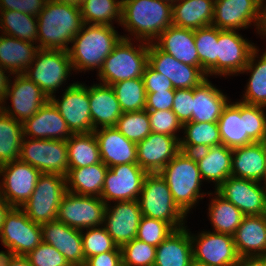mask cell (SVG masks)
Masks as SVG:
<instances>
[{
  "instance_id": "obj_1",
  "label": "cell",
  "mask_w": 266,
  "mask_h": 266,
  "mask_svg": "<svg viewBox=\"0 0 266 266\" xmlns=\"http://www.w3.org/2000/svg\"><path fill=\"white\" fill-rule=\"evenodd\" d=\"M40 49L68 51V44L81 30L83 20L81 8L66 5L56 0H48L37 16Z\"/></svg>"
},
{
  "instance_id": "obj_2",
  "label": "cell",
  "mask_w": 266,
  "mask_h": 266,
  "mask_svg": "<svg viewBox=\"0 0 266 266\" xmlns=\"http://www.w3.org/2000/svg\"><path fill=\"white\" fill-rule=\"evenodd\" d=\"M83 24L68 49L74 70L101 69L106 57L124 36H119L113 26Z\"/></svg>"
},
{
  "instance_id": "obj_3",
  "label": "cell",
  "mask_w": 266,
  "mask_h": 266,
  "mask_svg": "<svg viewBox=\"0 0 266 266\" xmlns=\"http://www.w3.org/2000/svg\"><path fill=\"white\" fill-rule=\"evenodd\" d=\"M172 3L165 0H122L121 25L145 42L172 25Z\"/></svg>"
},
{
  "instance_id": "obj_4",
  "label": "cell",
  "mask_w": 266,
  "mask_h": 266,
  "mask_svg": "<svg viewBox=\"0 0 266 266\" xmlns=\"http://www.w3.org/2000/svg\"><path fill=\"white\" fill-rule=\"evenodd\" d=\"M159 174L166 181L173 201L185 215L200 196L203 198L204 193L199 192L202 178L193 153L180 150Z\"/></svg>"
},
{
  "instance_id": "obj_5",
  "label": "cell",
  "mask_w": 266,
  "mask_h": 266,
  "mask_svg": "<svg viewBox=\"0 0 266 266\" xmlns=\"http://www.w3.org/2000/svg\"><path fill=\"white\" fill-rule=\"evenodd\" d=\"M130 40L127 36L123 37L98 70L103 84L112 85L143 76L148 64L149 42L136 49Z\"/></svg>"
},
{
  "instance_id": "obj_6",
  "label": "cell",
  "mask_w": 266,
  "mask_h": 266,
  "mask_svg": "<svg viewBox=\"0 0 266 266\" xmlns=\"http://www.w3.org/2000/svg\"><path fill=\"white\" fill-rule=\"evenodd\" d=\"M138 197L143 216L160 219L169 223L175 230L183 228L185 214L172 198L166 181L159 173H148Z\"/></svg>"
},
{
  "instance_id": "obj_7",
  "label": "cell",
  "mask_w": 266,
  "mask_h": 266,
  "mask_svg": "<svg viewBox=\"0 0 266 266\" xmlns=\"http://www.w3.org/2000/svg\"><path fill=\"white\" fill-rule=\"evenodd\" d=\"M66 192V177L59 174L42 173L32 195L21 209L35 223L43 224L54 221Z\"/></svg>"
},
{
  "instance_id": "obj_8",
  "label": "cell",
  "mask_w": 266,
  "mask_h": 266,
  "mask_svg": "<svg viewBox=\"0 0 266 266\" xmlns=\"http://www.w3.org/2000/svg\"><path fill=\"white\" fill-rule=\"evenodd\" d=\"M33 69L28 67L24 75L39 86L50 99L54 91L67 80L73 69L69 52L59 49H38ZM31 69V70H30Z\"/></svg>"
},
{
  "instance_id": "obj_9",
  "label": "cell",
  "mask_w": 266,
  "mask_h": 266,
  "mask_svg": "<svg viewBox=\"0 0 266 266\" xmlns=\"http://www.w3.org/2000/svg\"><path fill=\"white\" fill-rule=\"evenodd\" d=\"M19 159L41 173L67 176L69 163L64 140L23 138Z\"/></svg>"
},
{
  "instance_id": "obj_10",
  "label": "cell",
  "mask_w": 266,
  "mask_h": 266,
  "mask_svg": "<svg viewBox=\"0 0 266 266\" xmlns=\"http://www.w3.org/2000/svg\"><path fill=\"white\" fill-rule=\"evenodd\" d=\"M0 238L17 256H25L43 241L41 224L31 221L22 209L11 207L5 214Z\"/></svg>"
},
{
  "instance_id": "obj_11",
  "label": "cell",
  "mask_w": 266,
  "mask_h": 266,
  "mask_svg": "<svg viewBox=\"0 0 266 266\" xmlns=\"http://www.w3.org/2000/svg\"><path fill=\"white\" fill-rule=\"evenodd\" d=\"M106 207L100 197L67 191L61 200L56 220L78 230L98 227L104 223Z\"/></svg>"
},
{
  "instance_id": "obj_12",
  "label": "cell",
  "mask_w": 266,
  "mask_h": 266,
  "mask_svg": "<svg viewBox=\"0 0 266 266\" xmlns=\"http://www.w3.org/2000/svg\"><path fill=\"white\" fill-rule=\"evenodd\" d=\"M0 174L4 177L2 185L0 184V195L11 207L21 208L32 195L42 173L17 159L0 166Z\"/></svg>"
},
{
  "instance_id": "obj_13",
  "label": "cell",
  "mask_w": 266,
  "mask_h": 266,
  "mask_svg": "<svg viewBox=\"0 0 266 266\" xmlns=\"http://www.w3.org/2000/svg\"><path fill=\"white\" fill-rule=\"evenodd\" d=\"M148 172L138 164H119L108 168L101 199L108 201L138 200Z\"/></svg>"
},
{
  "instance_id": "obj_14",
  "label": "cell",
  "mask_w": 266,
  "mask_h": 266,
  "mask_svg": "<svg viewBox=\"0 0 266 266\" xmlns=\"http://www.w3.org/2000/svg\"><path fill=\"white\" fill-rule=\"evenodd\" d=\"M53 96L50 100L66 121L72 134L94 131L90 114L89 87L73 83L65 90L62 100H56L55 95Z\"/></svg>"
},
{
  "instance_id": "obj_15",
  "label": "cell",
  "mask_w": 266,
  "mask_h": 266,
  "mask_svg": "<svg viewBox=\"0 0 266 266\" xmlns=\"http://www.w3.org/2000/svg\"><path fill=\"white\" fill-rule=\"evenodd\" d=\"M264 0H222L215 2L212 26L221 30L247 28L256 22L260 32ZM254 20V21H253Z\"/></svg>"
},
{
  "instance_id": "obj_16",
  "label": "cell",
  "mask_w": 266,
  "mask_h": 266,
  "mask_svg": "<svg viewBox=\"0 0 266 266\" xmlns=\"http://www.w3.org/2000/svg\"><path fill=\"white\" fill-rule=\"evenodd\" d=\"M260 182L229 176L216 191L237 207L245 216L266 212V188Z\"/></svg>"
},
{
  "instance_id": "obj_17",
  "label": "cell",
  "mask_w": 266,
  "mask_h": 266,
  "mask_svg": "<svg viewBox=\"0 0 266 266\" xmlns=\"http://www.w3.org/2000/svg\"><path fill=\"white\" fill-rule=\"evenodd\" d=\"M153 40L149 41L148 64L158 73L166 76L174 89H190L199 86L207 76L199 67L178 61L162 51ZM151 43V44H150Z\"/></svg>"
},
{
  "instance_id": "obj_18",
  "label": "cell",
  "mask_w": 266,
  "mask_h": 266,
  "mask_svg": "<svg viewBox=\"0 0 266 266\" xmlns=\"http://www.w3.org/2000/svg\"><path fill=\"white\" fill-rule=\"evenodd\" d=\"M190 237L194 244L193 259L198 262L209 266H234L240 258L232 235L204 232L196 237L190 234Z\"/></svg>"
},
{
  "instance_id": "obj_19",
  "label": "cell",
  "mask_w": 266,
  "mask_h": 266,
  "mask_svg": "<svg viewBox=\"0 0 266 266\" xmlns=\"http://www.w3.org/2000/svg\"><path fill=\"white\" fill-rule=\"evenodd\" d=\"M15 77L12 86H10L12 83L9 82L5 96V100L10 97L13 107L6 109V107L0 106V109L10 117L23 123L27 118L38 112L49 98L39 86L24 74H16Z\"/></svg>"
},
{
  "instance_id": "obj_20",
  "label": "cell",
  "mask_w": 266,
  "mask_h": 266,
  "mask_svg": "<svg viewBox=\"0 0 266 266\" xmlns=\"http://www.w3.org/2000/svg\"><path fill=\"white\" fill-rule=\"evenodd\" d=\"M254 49L255 46L235 30L218 28L217 74L222 76L242 73Z\"/></svg>"
},
{
  "instance_id": "obj_21",
  "label": "cell",
  "mask_w": 266,
  "mask_h": 266,
  "mask_svg": "<svg viewBox=\"0 0 266 266\" xmlns=\"http://www.w3.org/2000/svg\"><path fill=\"white\" fill-rule=\"evenodd\" d=\"M141 217L138 200L117 201L114 207H106L104 228L121 247L136 238Z\"/></svg>"
},
{
  "instance_id": "obj_22",
  "label": "cell",
  "mask_w": 266,
  "mask_h": 266,
  "mask_svg": "<svg viewBox=\"0 0 266 266\" xmlns=\"http://www.w3.org/2000/svg\"><path fill=\"white\" fill-rule=\"evenodd\" d=\"M180 151V138L151 132L137 143V164L148 173H159Z\"/></svg>"
},
{
  "instance_id": "obj_23",
  "label": "cell",
  "mask_w": 266,
  "mask_h": 266,
  "mask_svg": "<svg viewBox=\"0 0 266 266\" xmlns=\"http://www.w3.org/2000/svg\"><path fill=\"white\" fill-rule=\"evenodd\" d=\"M43 242L56 248L71 266H84L82 230L57 220L41 224Z\"/></svg>"
},
{
  "instance_id": "obj_24",
  "label": "cell",
  "mask_w": 266,
  "mask_h": 266,
  "mask_svg": "<svg viewBox=\"0 0 266 266\" xmlns=\"http://www.w3.org/2000/svg\"><path fill=\"white\" fill-rule=\"evenodd\" d=\"M24 137L34 139L68 140L72 133L58 109L49 99L32 117L23 122Z\"/></svg>"
},
{
  "instance_id": "obj_25",
  "label": "cell",
  "mask_w": 266,
  "mask_h": 266,
  "mask_svg": "<svg viewBox=\"0 0 266 266\" xmlns=\"http://www.w3.org/2000/svg\"><path fill=\"white\" fill-rule=\"evenodd\" d=\"M94 130L102 163L108 168L119 164H137V144L127 139L116 127ZM100 130V131H99Z\"/></svg>"
},
{
  "instance_id": "obj_26",
  "label": "cell",
  "mask_w": 266,
  "mask_h": 266,
  "mask_svg": "<svg viewBox=\"0 0 266 266\" xmlns=\"http://www.w3.org/2000/svg\"><path fill=\"white\" fill-rule=\"evenodd\" d=\"M233 238L239 257L266 256V216H244Z\"/></svg>"
},
{
  "instance_id": "obj_27",
  "label": "cell",
  "mask_w": 266,
  "mask_h": 266,
  "mask_svg": "<svg viewBox=\"0 0 266 266\" xmlns=\"http://www.w3.org/2000/svg\"><path fill=\"white\" fill-rule=\"evenodd\" d=\"M155 43L162 51L190 66L201 69L199 55L195 46L194 30L174 25L165 29Z\"/></svg>"
},
{
  "instance_id": "obj_28",
  "label": "cell",
  "mask_w": 266,
  "mask_h": 266,
  "mask_svg": "<svg viewBox=\"0 0 266 266\" xmlns=\"http://www.w3.org/2000/svg\"><path fill=\"white\" fill-rule=\"evenodd\" d=\"M89 101L94 130L98 125L102 127L116 126L123 112L111 85L101 83L89 86Z\"/></svg>"
},
{
  "instance_id": "obj_29",
  "label": "cell",
  "mask_w": 266,
  "mask_h": 266,
  "mask_svg": "<svg viewBox=\"0 0 266 266\" xmlns=\"http://www.w3.org/2000/svg\"><path fill=\"white\" fill-rule=\"evenodd\" d=\"M193 154L197 161L202 180L216 182V187L218 188L231 176L232 148L222 144L196 151Z\"/></svg>"
},
{
  "instance_id": "obj_30",
  "label": "cell",
  "mask_w": 266,
  "mask_h": 266,
  "mask_svg": "<svg viewBox=\"0 0 266 266\" xmlns=\"http://www.w3.org/2000/svg\"><path fill=\"white\" fill-rule=\"evenodd\" d=\"M217 123L223 145L233 149L254 143L246 132L245 103H228Z\"/></svg>"
},
{
  "instance_id": "obj_31",
  "label": "cell",
  "mask_w": 266,
  "mask_h": 266,
  "mask_svg": "<svg viewBox=\"0 0 266 266\" xmlns=\"http://www.w3.org/2000/svg\"><path fill=\"white\" fill-rule=\"evenodd\" d=\"M186 227L175 230L156 247L154 266H190L193 249Z\"/></svg>"
},
{
  "instance_id": "obj_32",
  "label": "cell",
  "mask_w": 266,
  "mask_h": 266,
  "mask_svg": "<svg viewBox=\"0 0 266 266\" xmlns=\"http://www.w3.org/2000/svg\"><path fill=\"white\" fill-rule=\"evenodd\" d=\"M265 169L262 142L233 148L231 176L265 183Z\"/></svg>"
},
{
  "instance_id": "obj_33",
  "label": "cell",
  "mask_w": 266,
  "mask_h": 266,
  "mask_svg": "<svg viewBox=\"0 0 266 266\" xmlns=\"http://www.w3.org/2000/svg\"><path fill=\"white\" fill-rule=\"evenodd\" d=\"M193 112L191 121L217 123L224 107L228 104L223 93L208 79L193 88Z\"/></svg>"
},
{
  "instance_id": "obj_34",
  "label": "cell",
  "mask_w": 266,
  "mask_h": 266,
  "mask_svg": "<svg viewBox=\"0 0 266 266\" xmlns=\"http://www.w3.org/2000/svg\"><path fill=\"white\" fill-rule=\"evenodd\" d=\"M180 2L172 3V25L195 30L212 24L214 0H180Z\"/></svg>"
},
{
  "instance_id": "obj_35",
  "label": "cell",
  "mask_w": 266,
  "mask_h": 266,
  "mask_svg": "<svg viewBox=\"0 0 266 266\" xmlns=\"http://www.w3.org/2000/svg\"><path fill=\"white\" fill-rule=\"evenodd\" d=\"M38 46L29 41L2 34L0 36V65L10 74H24L28 67H33Z\"/></svg>"
},
{
  "instance_id": "obj_36",
  "label": "cell",
  "mask_w": 266,
  "mask_h": 266,
  "mask_svg": "<svg viewBox=\"0 0 266 266\" xmlns=\"http://www.w3.org/2000/svg\"><path fill=\"white\" fill-rule=\"evenodd\" d=\"M107 170L108 167L102 162L86 167L68 169L66 176L67 191L77 195L101 197Z\"/></svg>"
},
{
  "instance_id": "obj_37",
  "label": "cell",
  "mask_w": 266,
  "mask_h": 266,
  "mask_svg": "<svg viewBox=\"0 0 266 266\" xmlns=\"http://www.w3.org/2000/svg\"><path fill=\"white\" fill-rule=\"evenodd\" d=\"M185 138L180 139V150L194 153L208 147L222 145L218 123L189 121L183 124Z\"/></svg>"
},
{
  "instance_id": "obj_38",
  "label": "cell",
  "mask_w": 266,
  "mask_h": 266,
  "mask_svg": "<svg viewBox=\"0 0 266 266\" xmlns=\"http://www.w3.org/2000/svg\"><path fill=\"white\" fill-rule=\"evenodd\" d=\"M69 169L102 162L94 132L72 134L66 140Z\"/></svg>"
},
{
  "instance_id": "obj_39",
  "label": "cell",
  "mask_w": 266,
  "mask_h": 266,
  "mask_svg": "<svg viewBox=\"0 0 266 266\" xmlns=\"http://www.w3.org/2000/svg\"><path fill=\"white\" fill-rule=\"evenodd\" d=\"M23 138V123L0 109V166L19 159Z\"/></svg>"
},
{
  "instance_id": "obj_40",
  "label": "cell",
  "mask_w": 266,
  "mask_h": 266,
  "mask_svg": "<svg viewBox=\"0 0 266 266\" xmlns=\"http://www.w3.org/2000/svg\"><path fill=\"white\" fill-rule=\"evenodd\" d=\"M215 193L217 198H214L209 205L211 224L215 232L233 236L245 215L217 191Z\"/></svg>"
},
{
  "instance_id": "obj_41",
  "label": "cell",
  "mask_w": 266,
  "mask_h": 266,
  "mask_svg": "<svg viewBox=\"0 0 266 266\" xmlns=\"http://www.w3.org/2000/svg\"><path fill=\"white\" fill-rule=\"evenodd\" d=\"M258 50L255 48L243 72L250 70L251 73L245 96L242 103L266 107V52L263 53L259 62L254 64Z\"/></svg>"
},
{
  "instance_id": "obj_42",
  "label": "cell",
  "mask_w": 266,
  "mask_h": 266,
  "mask_svg": "<svg viewBox=\"0 0 266 266\" xmlns=\"http://www.w3.org/2000/svg\"><path fill=\"white\" fill-rule=\"evenodd\" d=\"M0 26L3 34L20 40L36 42L38 40V20L36 17L15 10L0 12ZM36 18V20H35ZM36 22V23H35Z\"/></svg>"
},
{
  "instance_id": "obj_43",
  "label": "cell",
  "mask_w": 266,
  "mask_h": 266,
  "mask_svg": "<svg viewBox=\"0 0 266 266\" xmlns=\"http://www.w3.org/2000/svg\"><path fill=\"white\" fill-rule=\"evenodd\" d=\"M84 24L112 26V19L121 23L122 0H84L81 5Z\"/></svg>"
},
{
  "instance_id": "obj_44",
  "label": "cell",
  "mask_w": 266,
  "mask_h": 266,
  "mask_svg": "<svg viewBox=\"0 0 266 266\" xmlns=\"http://www.w3.org/2000/svg\"><path fill=\"white\" fill-rule=\"evenodd\" d=\"M195 46L199 55L201 70L206 74L217 75L218 28L206 26L194 30Z\"/></svg>"
},
{
  "instance_id": "obj_45",
  "label": "cell",
  "mask_w": 266,
  "mask_h": 266,
  "mask_svg": "<svg viewBox=\"0 0 266 266\" xmlns=\"http://www.w3.org/2000/svg\"><path fill=\"white\" fill-rule=\"evenodd\" d=\"M111 86L122 112L145 110L146 91L142 77L124 80Z\"/></svg>"
},
{
  "instance_id": "obj_46",
  "label": "cell",
  "mask_w": 266,
  "mask_h": 266,
  "mask_svg": "<svg viewBox=\"0 0 266 266\" xmlns=\"http://www.w3.org/2000/svg\"><path fill=\"white\" fill-rule=\"evenodd\" d=\"M120 133L134 143L144 140L152 131L147 110L123 112L115 126Z\"/></svg>"
},
{
  "instance_id": "obj_47",
  "label": "cell",
  "mask_w": 266,
  "mask_h": 266,
  "mask_svg": "<svg viewBox=\"0 0 266 266\" xmlns=\"http://www.w3.org/2000/svg\"><path fill=\"white\" fill-rule=\"evenodd\" d=\"M122 266H154L156 247L137 238L121 247Z\"/></svg>"
},
{
  "instance_id": "obj_48",
  "label": "cell",
  "mask_w": 266,
  "mask_h": 266,
  "mask_svg": "<svg viewBox=\"0 0 266 266\" xmlns=\"http://www.w3.org/2000/svg\"><path fill=\"white\" fill-rule=\"evenodd\" d=\"M82 246L85 261L94 255L109 251H121V248L114 242L106 229L92 227L87 233L82 232Z\"/></svg>"
},
{
  "instance_id": "obj_49",
  "label": "cell",
  "mask_w": 266,
  "mask_h": 266,
  "mask_svg": "<svg viewBox=\"0 0 266 266\" xmlns=\"http://www.w3.org/2000/svg\"><path fill=\"white\" fill-rule=\"evenodd\" d=\"M174 231L175 229L169 223L142 215L136 238L157 247Z\"/></svg>"
},
{
  "instance_id": "obj_50",
  "label": "cell",
  "mask_w": 266,
  "mask_h": 266,
  "mask_svg": "<svg viewBox=\"0 0 266 266\" xmlns=\"http://www.w3.org/2000/svg\"><path fill=\"white\" fill-rule=\"evenodd\" d=\"M25 257L32 266H71L56 248L43 241Z\"/></svg>"
},
{
  "instance_id": "obj_51",
  "label": "cell",
  "mask_w": 266,
  "mask_h": 266,
  "mask_svg": "<svg viewBox=\"0 0 266 266\" xmlns=\"http://www.w3.org/2000/svg\"><path fill=\"white\" fill-rule=\"evenodd\" d=\"M150 127L153 133H159L176 137L178 129H182L183 125L178 120L172 110H156L147 111Z\"/></svg>"
},
{
  "instance_id": "obj_52",
  "label": "cell",
  "mask_w": 266,
  "mask_h": 266,
  "mask_svg": "<svg viewBox=\"0 0 266 266\" xmlns=\"http://www.w3.org/2000/svg\"><path fill=\"white\" fill-rule=\"evenodd\" d=\"M262 106L245 103V116L248 137L253 142H263L266 139V114Z\"/></svg>"
},
{
  "instance_id": "obj_53",
  "label": "cell",
  "mask_w": 266,
  "mask_h": 266,
  "mask_svg": "<svg viewBox=\"0 0 266 266\" xmlns=\"http://www.w3.org/2000/svg\"><path fill=\"white\" fill-rule=\"evenodd\" d=\"M193 101V88L175 89L174 103L171 110L182 125L191 121Z\"/></svg>"
},
{
  "instance_id": "obj_54",
  "label": "cell",
  "mask_w": 266,
  "mask_h": 266,
  "mask_svg": "<svg viewBox=\"0 0 266 266\" xmlns=\"http://www.w3.org/2000/svg\"><path fill=\"white\" fill-rule=\"evenodd\" d=\"M48 0H0V11L15 10L37 17Z\"/></svg>"
},
{
  "instance_id": "obj_55",
  "label": "cell",
  "mask_w": 266,
  "mask_h": 266,
  "mask_svg": "<svg viewBox=\"0 0 266 266\" xmlns=\"http://www.w3.org/2000/svg\"><path fill=\"white\" fill-rule=\"evenodd\" d=\"M142 78L146 92L175 90L171 81L166 76L155 71L149 64L145 67Z\"/></svg>"
},
{
  "instance_id": "obj_56",
  "label": "cell",
  "mask_w": 266,
  "mask_h": 266,
  "mask_svg": "<svg viewBox=\"0 0 266 266\" xmlns=\"http://www.w3.org/2000/svg\"><path fill=\"white\" fill-rule=\"evenodd\" d=\"M175 90L146 92L147 111L171 110L174 103Z\"/></svg>"
},
{
  "instance_id": "obj_57",
  "label": "cell",
  "mask_w": 266,
  "mask_h": 266,
  "mask_svg": "<svg viewBox=\"0 0 266 266\" xmlns=\"http://www.w3.org/2000/svg\"><path fill=\"white\" fill-rule=\"evenodd\" d=\"M84 266H122L121 251H109L89 257Z\"/></svg>"
},
{
  "instance_id": "obj_58",
  "label": "cell",
  "mask_w": 266,
  "mask_h": 266,
  "mask_svg": "<svg viewBox=\"0 0 266 266\" xmlns=\"http://www.w3.org/2000/svg\"><path fill=\"white\" fill-rule=\"evenodd\" d=\"M234 266H266V256L240 257Z\"/></svg>"
},
{
  "instance_id": "obj_59",
  "label": "cell",
  "mask_w": 266,
  "mask_h": 266,
  "mask_svg": "<svg viewBox=\"0 0 266 266\" xmlns=\"http://www.w3.org/2000/svg\"><path fill=\"white\" fill-rule=\"evenodd\" d=\"M3 69H5V68H3L0 65V106L2 105V103L5 100V96H6L7 90H8V84L10 81L8 79V77L6 76V74H4L6 70H3Z\"/></svg>"
},
{
  "instance_id": "obj_60",
  "label": "cell",
  "mask_w": 266,
  "mask_h": 266,
  "mask_svg": "<svg viewBox=\"0 0 266 266\" xmlns=\"http://www.w3.org/2000/svg\"><path fill=\"white\" fill-rule=\"evenodd\" d=\"M7 253L0 251V266H9L13 259L17 256L9 247Z\"/></svg>"
},
{
  "instance_id": "obj_61",
  "label": "cell",
  "mask_w": 266,
  "mask_h": 266,
  "mask_svg": "<svg viewBox=\"0 0 266 266\" xmlns=\"http://www.w3.org/2000/svg\"><path fill=\"white\" fill-rule=\"evenodd\" d=\"M10 208L11 206L8 204V202L0 195V231L5 214L9 211Z\"/></svg>"
},
{
  "instance_id": "obj_62",
  "label": "cell",
  "mask_w": 266,
  "mask_h": 266,
  "mask_svg": "<svg viewBox=\"0 0 266 266\" xmlns=\"http://www.w3.org/2000/svg\"><path fill=\"white\" fill-rule=\"evenodd\" d=\"M9 266H32L25 256H16Z\"/></svg>"
},
{
  "instance_id": "obj_63",
  "label": "cell",
  "mask_w": 266,
  "mask_h": 266,
  "mask_svg": "<svg viewBox=\"0 0 266 266\" xmlns=\"http://www.w3.org/2000/svg\"><path fill=\"white\" fill-rule=\"evenodd\" d=\"M57 2L64 3L66 5H71L74 7H81L84 0H56Z\"/></svg>"
},
{
  "instance_id": "obj_64",
  "label": "cell",
  "mask_w": 266,
  "mask_h": 266,
  "mask_svg": "<svg viewBox=\"0 0 266 266\" xmlns=\"http://www.w3.org/2000/svg\"><path fill=\"white\" fill-rule=\"evenodd\" d=\"M264 6L265 7H263V19H262L260 33L265 36L266 35V5Z\"/></svg>"
},
{
  "instance_id": "obj_65",
  "label": "cell",
  "mask_w": 266,
  "mask_h": 266,
  "mask_svg": "<svg viewBox=\"0 0 266 266\" xmlns=\"http://www.w3.org/2000/svg\"><path fill=\"white\" fill-rule=\"evenodd\" d=\"M190 266H209V265L204 264V263H201V262H198V261H196V260L193 259V260L191 261Z\"/></svg>"
},
{
  "instance_id": "obj_66",
  "label": "cell",
  "mask_w": 266,
  "mask_h": 266,
  "mask_svg": "<svg viewBox=\"0 0 266 266\" xmlns=\"http://www.w3.org/2000/svg\"><path fill=\"white\" fill-rule=\"evenodd\" d=\"M265 153V168H266V139L262 142ZM265 186H266V169H265Z\"/></svg>"
},
{
  "instance_id": "obj_67",
  "label": "cell",
  "mask_w": 266,
  "mask_h": 266,
  "mask_svg": "<svg viewBox=\"0 0 266 266\" xmlns=\"http://www.w3.org/2000/svg\"><path fill=\"white\" fill-rule=\"evenodd\" d=\"M165 1H168V2H171V3L176 2V0H165Z\"/></svg>"
}]
</instances>
